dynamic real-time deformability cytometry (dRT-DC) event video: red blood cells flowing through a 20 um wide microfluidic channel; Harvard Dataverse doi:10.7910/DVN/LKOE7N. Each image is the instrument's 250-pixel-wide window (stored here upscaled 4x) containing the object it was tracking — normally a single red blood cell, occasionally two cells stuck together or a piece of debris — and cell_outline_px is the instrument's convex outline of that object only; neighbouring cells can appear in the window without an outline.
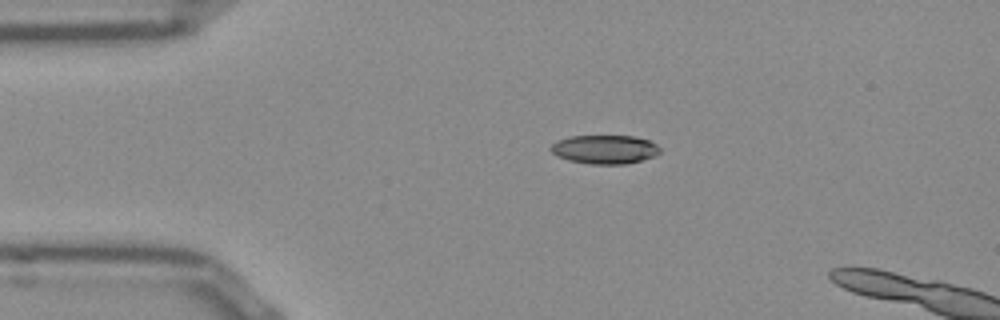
{"species": "Egyptian fruit bat (a non-hibernating species)", "species_latin": "Rousettus aegyptiacus", "temperature_condition": "room temperature", "stored_images_in_passage": 4, "camera_frame_rate_fps": 3000, "um_per_image_px": 0.085, "frame": {"image": 1, "passage_image": 1, "time_ms": 0.0, "image_size_px": [1000, 320], "cell_outline_px": [[660, 152], [656, 156], [624, 164], [592, 164], [568, 160], [556, 156], [548, 148], [556, 140], [572, 136], [636, 136], [648, 140], [656, 144], [660, 148]], "centroid_in_image_um": [51.38, 12.69], "position_along_channel_um": 33.6, "area_um2": 18.38}}